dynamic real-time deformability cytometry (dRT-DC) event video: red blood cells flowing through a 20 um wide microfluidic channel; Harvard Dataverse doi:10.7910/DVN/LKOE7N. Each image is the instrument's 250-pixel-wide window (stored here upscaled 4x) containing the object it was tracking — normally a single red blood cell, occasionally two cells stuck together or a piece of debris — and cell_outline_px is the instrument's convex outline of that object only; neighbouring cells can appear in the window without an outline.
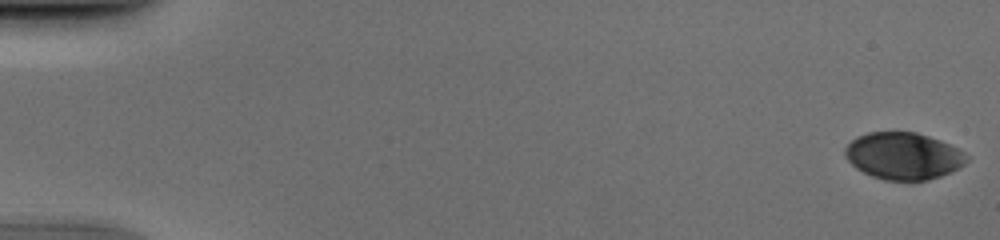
{"species": "human", "species_latin": "Homo sapiens", "temperature_condition": "cold", "stored_images_in_passage": 52, "camera_frame_rate_fps": 3000, "um_per_image_px": 0.085, "donor": {"sex": "male"}, "frame": {"image": 1, "passage_image": 1, "time_ms": 0.0, "image_size_px": [1000, 240], "cell_outline_px": [[968, 160], [964, 164], [940, 176], [928, 180], [884, 180], [872, 176], [856, 168], [844, 156], [844, 148], [856, 136], [868, 132], [916, 132], [940, 140], [964, 152], [968, 156]], "centroid_in_image_um": [76.75, 13.25], "position_along_channel_um": 8.2, "area_um2": 33.12}}
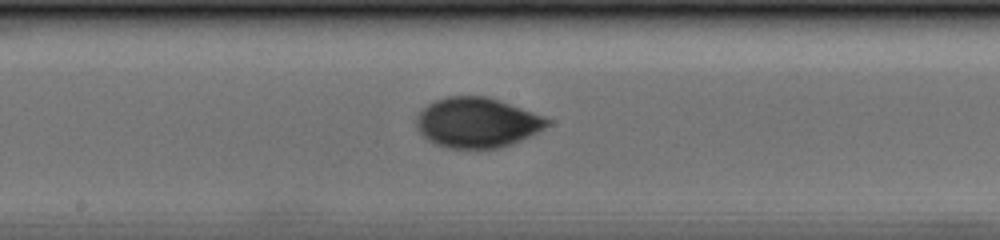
{"frame": {"image": 2, "passage_image": 29, "time_ms": 9.333, "image_size_px": [1000, 240], "cell_outline_px": [[552, 120], [544, 128], [512, 144], [496, 148], [448, 148], [436, 144], [428, 140], [416, 128], [416, 116], [428, 104], [436, 100], [448, 96], [484, 96], [544, 116]], "centroid_in_image_um": [40.51, 10.43], "position_along_channel_um": 207.7, "area_um2": 37.63}}
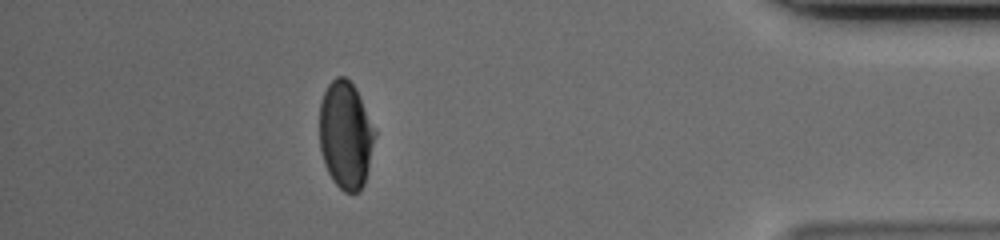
{"frame": {"image": 3, "passage_image": 47, "time_ms": 15.333, "image_size_px": [1000, 240], "cell_outline_px": [[376, 136], [364, 184], [360, 192], [344, 192], [332, 180], [324, 164], [320, 148], [320, 104], [324, 92], [328, 84], [336, 76], [344, 76], [356, 88], [376, 132]], "centroid_in_image_um": [29.38, 11.49], "position_along_channel_um": 405.8, "area_um2": 34.68}}